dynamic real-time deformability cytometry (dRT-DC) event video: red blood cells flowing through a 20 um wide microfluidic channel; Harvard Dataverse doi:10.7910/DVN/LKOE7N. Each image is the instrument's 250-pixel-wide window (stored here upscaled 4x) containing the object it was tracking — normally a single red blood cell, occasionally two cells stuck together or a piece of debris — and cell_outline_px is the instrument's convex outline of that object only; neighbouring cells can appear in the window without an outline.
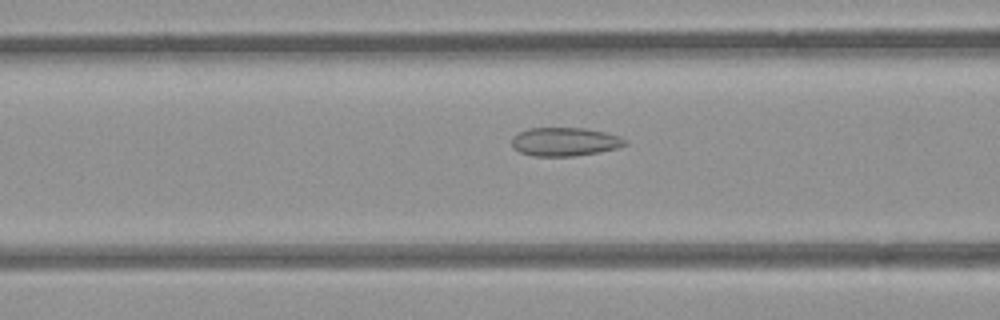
{"species": "common noctule bat (a hibernating species)", "species_latin": "Nyctalus noctula", "temperature_condition": "room temperature", "stored_images_in_passage": 31, "camera_frame_rate_fps": 3000, "um_per_image_px": 0.085, "animal": {"sex": "female", "body_mass_g": 21.9}, "frame": {"image": 1, "passage_image": 4, "time_ms": 1.0, "image_size_px": [1000, 320], "cell_outline_px": [[628, 144], [616, 148], [596, 152], [572, 156], [532, 156], [520, 152], [512, 148], [512, 136], [528, 128], [584, 128], [604, 132], [620, 136], [628, 140]], "centroid_in_image_um": [47.99, 12.04], "position_along_channel_um": 118.6, "area_um2": 18.84}}
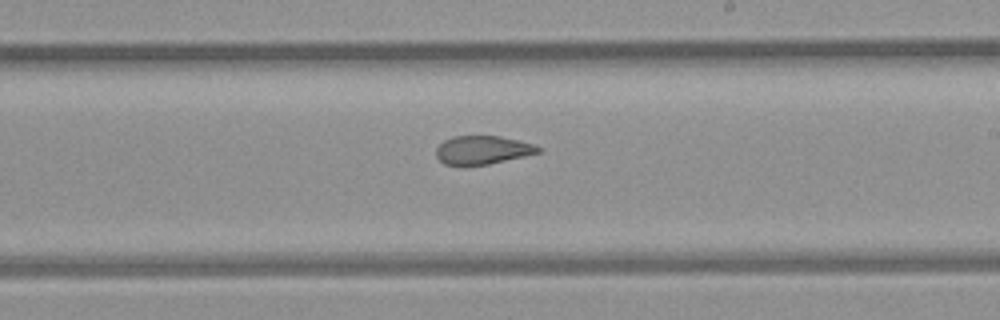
{"frame": {"image": 2, "passage_image": 14, "time_ms": 4.333, "image_size_px": [1000, 320], "cell_outline_px": [[544, 148], [540, 152], [524, 156], [488, 164], [444, 164], [436, 156], [436, 148], [444, 140], [452, 136], [500, 136], [532, 144]], "centroid_in_image_um": [41.02, 12.73], "position_along_channel_um": 248.0, "area_um2": 16.65}}
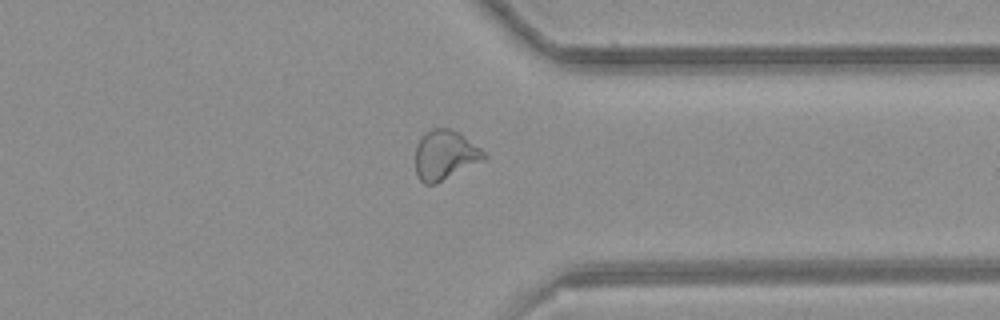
{"frame": {"image": 3, "passage_image": 24, "time_ms": 7.667, "image_size_px": [1000, 320], "cell_outline_px": [[488, 156], [484, 160], [436, 184], [424, 184], [420, 180], [416, 172], [416, 144], [424, 132], [432, 128], [448, 128], [464, 136], [480, 148]], "centroid_in_image_um": [37.81, 13.18], "position_along_channel_um": 373.6, "area_um2": 19.77}}